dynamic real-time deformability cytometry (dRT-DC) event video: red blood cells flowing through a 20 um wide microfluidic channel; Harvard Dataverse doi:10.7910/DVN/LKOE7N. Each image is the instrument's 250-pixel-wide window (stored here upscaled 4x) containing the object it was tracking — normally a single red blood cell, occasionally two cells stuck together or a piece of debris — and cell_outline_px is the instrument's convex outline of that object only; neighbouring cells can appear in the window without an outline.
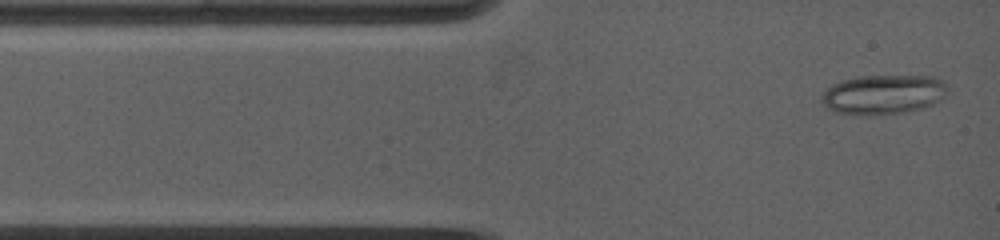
{"species": "common noctule bat (a hibernating species)", "species_latin": "Nyctalus noctula", "temperature_condition": "warm", "stored_images_in_passage": 9, "camera_frame_rate_fps": 5000, "um_per_image_px": 0.085, "animal": {"sex": "female", "body_mass_g": 19.0, "forearm_length_mm": 53.3}, "frame": {"image": 1, "passage_image": 1, "time_ms": 0.0, "image_size_px": [1000, 240], "cell_outline_px": [[948, 92], [940, 100], [924, 108], [904, 112], [868, 116], [836, 112], [820, 104], [820, 96], [832, 84], [856, 76], [932, 76], [948, 84]], "centroid_in_image_um": [75.07, 8.04], "position_along_channel_um": 9.9, "area_um2": 29.3}}
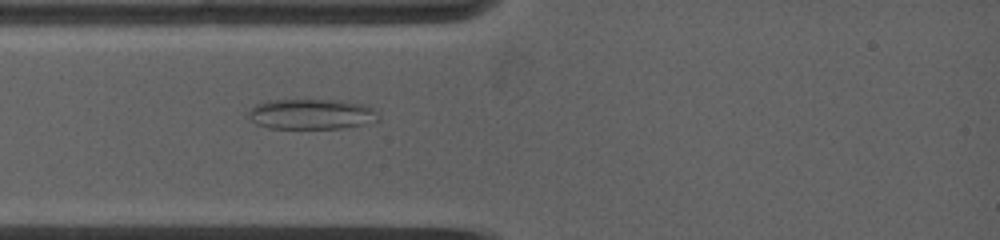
{"frame": {"image": 2, "passage_image": 9, "time_ms": 2.2, "image_size_px": [1000, 240], "cell_outline_px": [[380, 120], [376, 124], [340, 128], [268, 128], [256, 124], [248, 116], [248, 112], [256, 104], [268, 100], [304, 96], [340, 100], [364, 104], [380, 112]], "centroid_in_image_um": [26.55, 9.65], "position_along_channel_um": 58.4, "area_um2": 24.51}}